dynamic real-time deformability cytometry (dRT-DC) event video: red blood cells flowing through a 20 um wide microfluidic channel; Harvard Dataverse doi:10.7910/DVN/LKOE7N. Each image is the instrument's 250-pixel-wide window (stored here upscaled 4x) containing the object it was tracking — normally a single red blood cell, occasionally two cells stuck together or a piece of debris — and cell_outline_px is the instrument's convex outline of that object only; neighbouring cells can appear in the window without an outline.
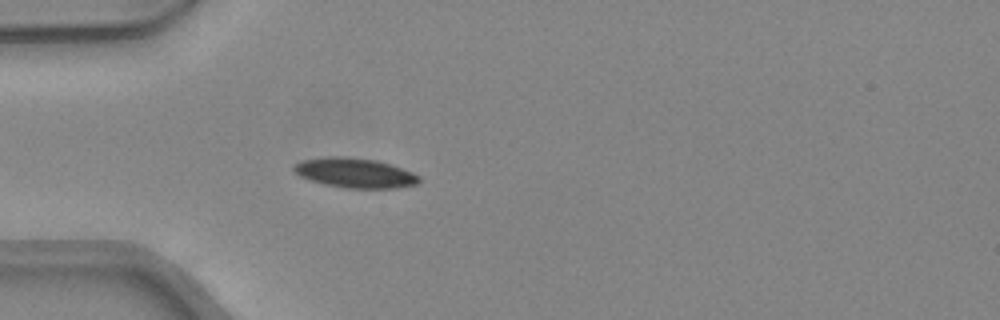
{"species": "common noctule bat (a hibernating species)", "species_latin": "Nyctalus noctula", "temperature_condition": "warm", "stored_images_in_passage": 26, "camera_frame_rate_fps": 3000, "um_per_image_px": 0.085, "animal": {"sex": "female", "body_mass_g": 24.6, "forearm_length_mm": 56.2}, "frame": {"image": 1, "passage_image": 6, "time_ms": 1.667, "image_size_px": [1000, 320], "cell_outline_px": [[420, 180], [416, 184], [392, 188], [344, 188], [324, 184], [300, 176], [292, 168], [296, 164], [304, 160], [332, 156], [344, 156], [376, 160], [392, 164], [412, 172], [420, 176]], "centroid_in_image_um": [30.2, 14.69], "position_along_channel_um": 54.8, "area_um2": 21.5}}
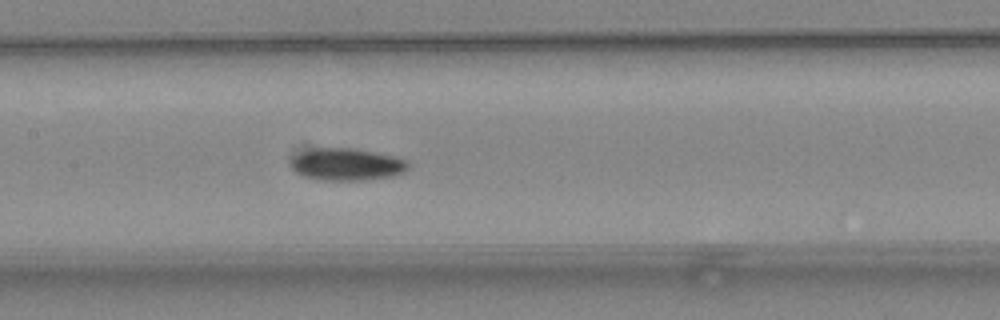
{"frame": {"image": 2, "passage_image": 15, "time_ms": 4.667, "image_size_px": [1000, 320], "cell_outline_px": [[408, 168], [404, 172], [392, 176], [360, 180], [320, 180], [304, 176], [296, 172], [292, 168], [292, 156], [296, 152], [308, 148], [356, 148], [392, 156], [408, 160]], "centroid_in_image_um": [29.43, 13.95], "position_along_channel_um": 178.0, "area_um2": 22.14}}
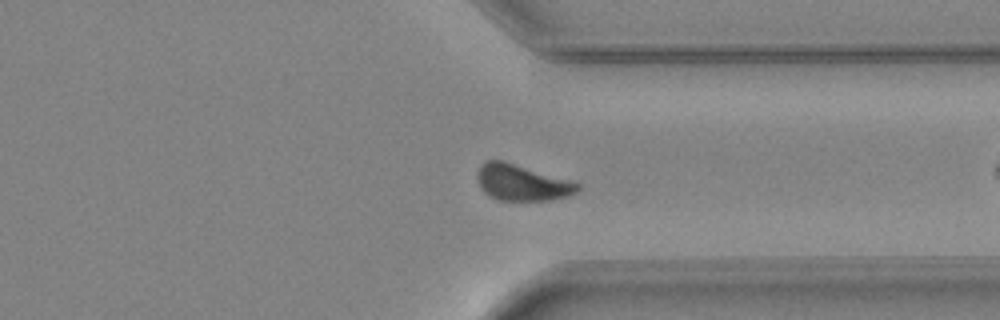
{"frame": {"image": 3, "passage_image": 25, "time_ms": 8.0, "image_size_px": [1000, 320], "cell_outline_px": [[580, 188], [576, 192], [568, 196], [552, 200], [496, 200], [488, 196], [480, 188], [476, 176], [476, 172], [480, 164], [484, 160], [504, 160], [568, 180], [580, 184]], "centroid_in_image_um": [44.29, 15.52], "position_along_channel_um": 367.1, "area_um2": 21.27}}